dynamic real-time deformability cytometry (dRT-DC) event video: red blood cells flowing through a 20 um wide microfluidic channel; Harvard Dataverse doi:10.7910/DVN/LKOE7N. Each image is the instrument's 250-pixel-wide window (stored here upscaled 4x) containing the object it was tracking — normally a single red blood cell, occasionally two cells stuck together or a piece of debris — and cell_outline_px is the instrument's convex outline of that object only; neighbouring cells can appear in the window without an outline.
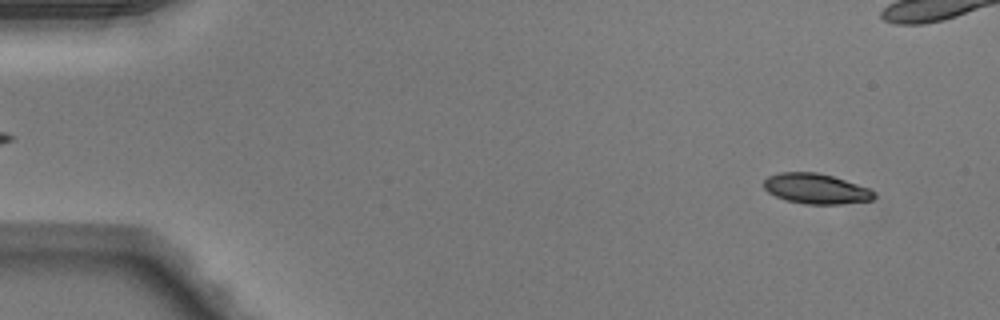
{"species": "Egyptian fruit bat (a non-hibernating species)", "species_latin": "Rousettus aegyptiacus", "temperature_condition": "warm", "stored_images_in_passage": 50, "camera_frame_rate_fps": 3000, "um_per_image_px": 0.085, "animal": {"sex": "male"}, "frame": {"image": 1, "passage_image": 4, "time_ms": 1.0, "image_size_px": [1000, 320], "cell_outline_px": [[876, 196], [872, 200], [840, 204], [804, 204], [788, 200], [776, 196], [768, 192], [764, 188], [764, 180], [768, 176], [780, 172], [816, 172], [832, 176], [868, 188], [876, 192]], "centroid_in_image_um": [69.36, 16.04], "position_along_channel_um": 15.6, "area_um2": 19.31}}
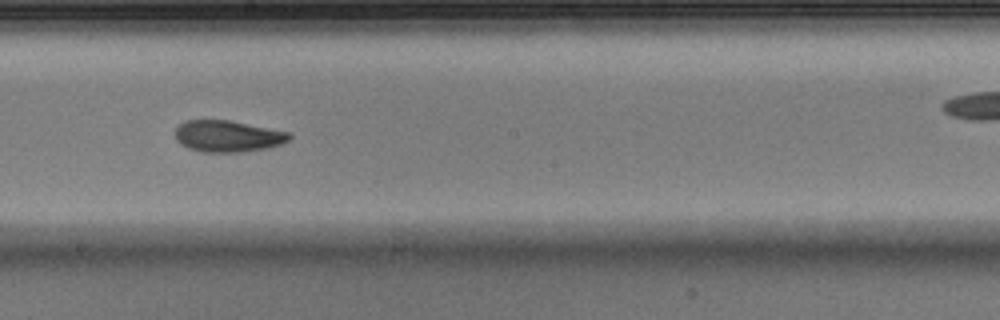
{"frame": {"image": 2, "passage_image": 28, "time_ms": 9.0, "image_size_px": [1000, 320], "cell_outline_px": [[292, 136], [288, 140], [280, 144], [268, 148], [244, 152], [200, 152], [188, 148], [180, 144], [176, 140], [176, 128], [184, 120], [228, 120], [288, 132]], "centroid_in_image_um": [19.32, 11.58], "position_along_channel_um": 228.9, "area_um2": 20.92}}
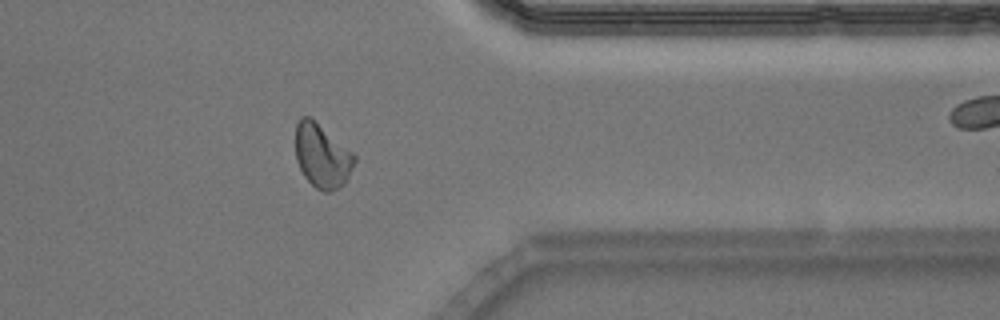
{"frame": {"image": 3, "passage_image": 40, "time_ms": 13.0, "image_size_px": [1000, 320], "cell_outline_px": [[356, 160], [344, 184], [340, 188], [328, 192], [324, 192], [316, 188], [304, 176], [296, 160], [296, 124], [300, 116], [312, 116], [352, 152], [356, 156]], "centroid_in_image_um": [27.37, 13.22], "position_along_channel_um": 384.0, "area_um2": 22.08}, "authors_computed_cell_mechanics": {"area_um2": 20.7791, "velocity_mm_per_s": 4.1116, "shape_relaxation_time_tau1_ms": 8.7948, "shape_relaxation_time_tau2_ms": 2.8463, "deformation_change_tau1": 0.2361, "deformation_change_tau2": 0.0898}}